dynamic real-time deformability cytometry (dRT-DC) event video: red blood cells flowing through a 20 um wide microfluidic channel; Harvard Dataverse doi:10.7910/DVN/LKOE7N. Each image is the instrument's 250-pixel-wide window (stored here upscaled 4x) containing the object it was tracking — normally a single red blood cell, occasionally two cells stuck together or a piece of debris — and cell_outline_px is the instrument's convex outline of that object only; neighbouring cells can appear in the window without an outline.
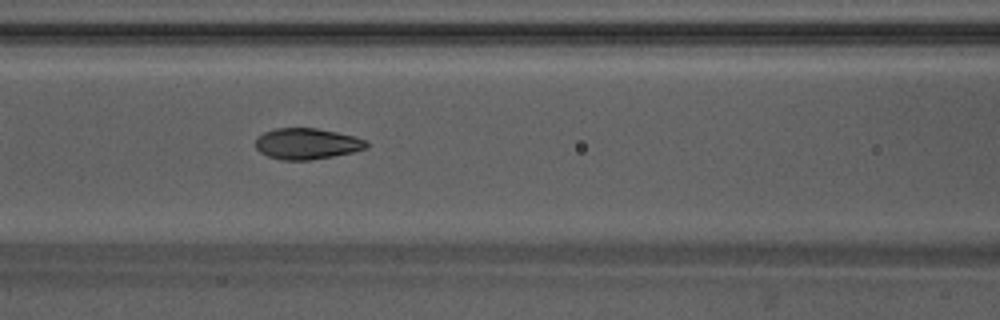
{"species": "Egyptian fruit bat (a non-hibernating species)", "species_latin": "Rousettus aegyptiacus", "temperature_condition": "warm", "stored_images_in_passage": 23, "camera_frame_rate_fps": 3000, "um_per_image_px": 0.085, "animal": {"sex": "male"}, "frame": {"image": 1, "passage_image": 7, "time_ms": 2.0, "image_size_px": [1000, 320], "cell_outline_px": [[368, 148], [352, 152], [332, 156], [308, 160], [280, 160], [268, 156], [260, 152], [256, 148], [256, 136], [264, 132], [276, 128], [316, 128], [336, 132], [368, 140]], "centroid_in_image_um": [26.07, 12.21], "position_along_channel_um": 140.5, "area_um2": 20.06}}
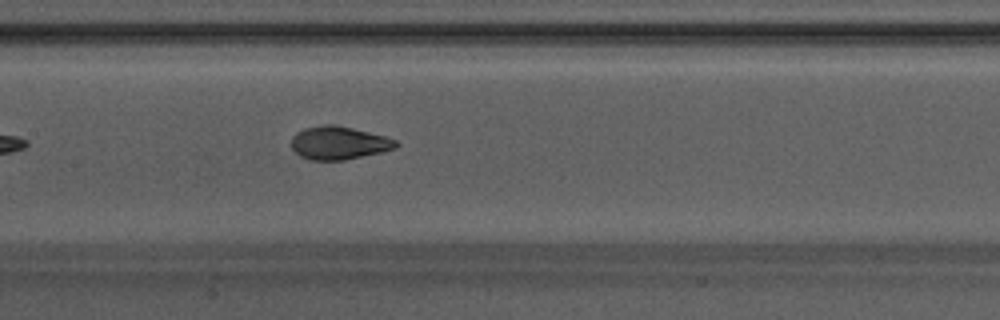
{"frame": {"image": 2, "passage_image": 10, "time_ms": 3.0, "image_size_px": [1000, 320], "cell_outline_px": [[400, 144], [396, 148], [380, 152], [344, 160], [308, 160], [300, 156], [292, 148], [292, 136], [296, 132], [304, 128], [324, 124], [336, 124], [384, 136], [396, 140]], "centroid_in_image_um": [28.78, 12.14], "position_along_channel_um": 178.6, "area_um2": 20.17}}